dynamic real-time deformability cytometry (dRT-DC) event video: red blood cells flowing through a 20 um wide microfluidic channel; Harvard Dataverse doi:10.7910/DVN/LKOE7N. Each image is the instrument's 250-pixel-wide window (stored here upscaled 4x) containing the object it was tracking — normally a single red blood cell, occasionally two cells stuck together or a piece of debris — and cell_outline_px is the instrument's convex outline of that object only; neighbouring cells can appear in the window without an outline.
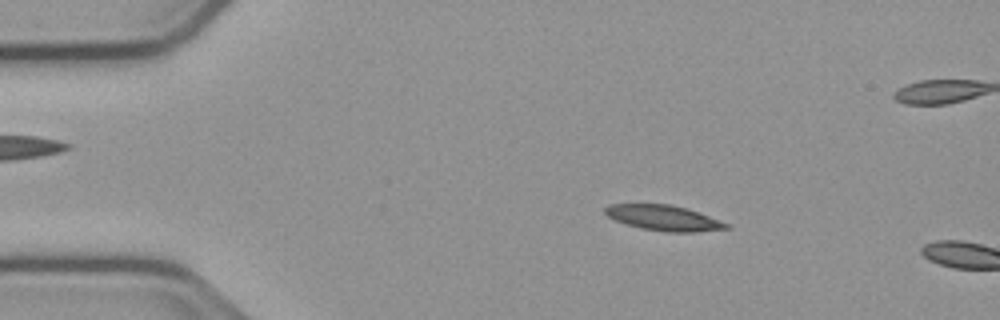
{"species": "common noctule bat (a hibernating species)", "species_latin": "Nyctalus noctula", "temperature_condition": "cold", "stored_images_in_passage": 5, "camera_frame_rate_fps": 3000, "um_per_image_px": 0.085, "animal": {"sex": "male", "body_mass_g": 23.1, "forearm_length_mm": 52.7}, "frame": {"image": 1, "passage_image": 3, "time_ms": 0.667, "image_size_px": [1000, 320], "cell_outline_px": [[732, 228], [696, 232], [664, 232], [640, 228], [616, 220], [608, 216], [604, 212], [604, 208], [608, 204], [668, 204], [688, 208], [728, 224]], "centroid_in_image_um": [56.41, 18.52], "position_along_channel_um": 28.6, "area_um2": 17.86}}